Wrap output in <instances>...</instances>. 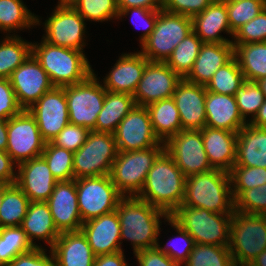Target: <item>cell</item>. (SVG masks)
<instances>
[{
    "instance_id": "obj_7",
    "label": "cell",
    "mask_w": 266,
    "mask_h": 266,
    "mask_svg": "<svg viewBox=\"0 0 266 266\" xmlns=\"http://www.w3.org/2000/svg\"><path fill=\"white\" fill-rule=\"evenodd\" d=\"M164 150L165 143L161 142L151 148L118 151L109 176L124 197L137 196L141 192L147 173Z\"/></svg>"
},
{
    "instance_id": "obj_47",
    "label": "cell",
    "mask_w": 266,
    "mask_h": 266,
    "mask_svg": "<svg viewBox=\"0 0 266 266\" xmlns=\"http://www.w3.org/2000/svg\"><path fill=\"white\" fill-rule=\"evenodd\" d=\"M234 211L266 215V183L262 186L242 191L234 199Z\"/></svg>"
},
{
    "instance_id": "obj_34",
    "label": "cell",
    "mask_w": 266,
    "mask_h": 266,
    "mask_svg": "<svg viewBox=\"0 0 266 266\" xmlns=\"http://www.w3.org/2000/svg\"><path fill=\"white\" fill-rule=\"evenodd\" d=\"M40 22L22 0H0V31L3 33L11 35L13 30L30 29Z\"/></svg>"
},
{
    "instance_id": "obj_20",
    "label": "cell",
    "mask_w": 266,
    "mask_h": 266,
    "mask_svg": "<svg viewBox=\"0 0 266 266\" xmlns=\"http://www.w3.org/2000/svg\"><path fill=\"white\" fill-rule=\"evenodd\" d=\"M16 185L29 198L30 202H46L58 180L53 176L42 156L17 165Z\"/></svg>"
},
{
    "instance_id": "obj_61",
    "label": "cell",
    "mask_w": 266,
    "mask_h": 266,
    "mask_svg": "<svg viewBox=\"0 0 266 266\" xmlns=\"http://www.w3.org/2000/svg\"><path fill=\"white\" fill-rule=\"evenodd\" d=\"M10 184L6 183H0V207L3 200L4 190L9 186ZM0 228H1V222H0Z\"/></svg>"
},
{
    "instance_id": "obj_41",
    "label": "cell",
    "mask_w": 266,
    "mask_h": 266,
    "mask_svg": "<svg viewBox=\"0 0 266 266\" xmlns=\"http://www.w3.org/2000/svg\"><path fill=\"white\" fill-rule=\"evenodd\" d=\"M41 156L45 159L50 171L58 181L74 179V153L72 151L57 147L52 142H47Z\"/></svg>"
},
{
    "instance_id": "obj_57",
    "label": "cell",
    "mask_w": 266,
    "mask_h": 266,
    "mask_svg": "<svg viewBox=\"0 0 266 266\" xmlns=\"http://www.w3.org/2000/svg\"><path fill=\"white\" fill-rule=\"evenodd\" d=\"M163 0H116L118 9L140 7L146 9H162Z\"/></svg>"
},
{
    "instance_id": "obj_38",
    "label": "cell",
    "mask_w": 266,
    "mask_h": 266,
    "mask_svg": "<svg viewBox=\"0 0 266 266\" xmlns=\"http://www.w3.org/2000/svg\"><path fill=\"white\" fill-rule=\"evenodd\" d=\"M34 247L20 226L0 228V266H7L16 256Z\"/></svg>"
},
{
    "instance_id": "obj_49",
    "label": "cell",
    "mask_w": 266,
    "mask_h": 266,
    "mask_svg": "<svg viewBox=\"0 0 266 266\" xmlns=\"http://www.w3.org/2000/svg\"><path fill=\"white\" fill-rule=\"evenodd\" d=\"M89 132L90 130L84 126L69 123L51 142L74 153L85 143Z\"/></svg>"
},
{
    "instance_id": "obj_19",
    "label": "cell",
    "mask_w": 266,
    "mask_h": 266,
    "mask_svg": "<svg viewBox=\"0 0 266 266\" xmlns=\"http://www.w3.org/2000/svg\"><path fill=\"white\" fill-rule=\"evenodd\" d=\"M46 203L60 233L81 230L83 221L79 212L75 179L58 181Z\"/></svg>"
},
{
    "instance_id": "obj_56",
    "label": "cell",
    "mask_w": 266,
    "mask_h": 266,
    "mask_svg": "<svg viewBox=\"0 0 266 266\" xmlns=\"http://www.w3.org/2000/svg\"><path fill=\"white\" fill-rule=\"evenodd\" d=\"M123 251L95 257L93 266H128Z\"/></svg>"
},
{
    "instance_id": "obj_51",
    "label": "cell",
    "mask_w": 266,
    "mask_h": 266,
    "mask_svg": "<svg viewBox=\"0 0 266 266\" xmlns=\"http://www.w3.org/2000/svg\"><path fill=\"white\" fill-rule=\"evenodd\" d=\"M213 0H163L162 9L189 17L203 12Z\"/></svg>"
},
{
    "instance_id": "obj_62",
    "label": "cell",
    "mask_w": 266,
    "mask_h": 266,
    "mask_svg": "<svg viewBox=\"0 0 266 266\" xmlns=\"http://www.w3.org/2000/svg\"><path fill=\"white\" fill-rule=\"evenodd\" d=\"M258 85L260 86L265 98H266V78H263L257 81Z\"/></svg>"
},
{
    "instance_id": "obj_40",
    "label": "cell",
    "mask_w": 266,
    "mask_h": 266,
    "mask_svg": "<svg viewBox=\"0 0 266 266\" xmlns=\"http://www.w3.org/2000/svg\"><path fill=\"white\" fill-rule=\"evenodd\" d=\"M183 266H235L228 246L195 244Z\"/></svg>"
},
{
    "instance_id": "obj_44",
    "label": "cell",
    "mask_w": 266,
    "mask_h": 266,
    "mask_svg": "<svg viewBox=\"0 0 266 266\" xmlns=\"http://www.w3.org/2000/svg\"><path fill=\"white\" fill-rule=\"evenodd\" d=\"M231 189L235 199L242 191L266 183V168L233 166L229 171Z\"/></svg>"
},
{
    "instance_id": "obj_28",
    "label": "cell",
    "mask_w": 266,
    "mask_h": 266,
    "mask_svg": "<svg viewBox=\"0 0 266 266\" xmlns=\"http://www.w3.org/2000/svg\"><path fill=\"white\" fill-rule=\"evenodd\" d=\"M50 250L56 266H93L96 257L81 230L62 232Z\"/></svg>"
},
{
    "instance_id": "obj_21",
    "label": "cell",
    "mask_w": 266,
    "mask_h": 266,
    "mask_svg": "<svg viewBox=\"0 0 266 266\" xmlns=\"http://www.w3.org/2000/svg\"><path fill=\"white\" fill-rule=\"evenodd\" d=\"M179 111L182 130H201L206 125V87L182 79L172 96Z\"/></svg>"
},
{
    "instance_id": "obj_29",
    "label": "cell",
    "mask_w": 266,
    "mask_h": 266,
    "mask_svg": "<svg viewBox=\"0 0 266 266\" xmlns=\"http://www.w3.org/2000/svg\"><path fill=\"white\" fill-rule=\"evenodd\" d=\"M234 166L266 168V128L247 123L238 131Z\"/></svg>"
},
{
    "instance_id": "obj_14",
    "label": "cell",
    "mask_w": 266,
    "mask_h": 266,
    "mask_svg": "<svg viewBox=\"0 0 266 266\" xmlns=\"http://www.w3.org/2000/svg\"><path fill=\"white\" fill-rule=\"evenodd\" d=\"M165 151L186 177L214 169L204 149L201 130L179 131L165 142Z\"/></svg>"
},
{
    "instance_id": "obj_30",
    "label": "cell",
    "mask_w": 266,
    "mask_h": 266,
    "mask_svg": "<svg viewBox=\"0 0 266 266\" xmlns=\"http://www.w3.org/2000/svg\"><path fill=\"white\" fill-rule=\"evenodd\" d=\"M20 227L35 247L39 245L33 239L44 240L51 248L61 234L54 224L48 204L43 201L29 203Z\"/></svg>"
},
{
    "instance_id": "obj_26",
    "label": "cell",
    "mask_w": 266,
    "mask_h": 266,
    "mask_svg": "<svg viewBox=\"0 0 266 266\" xmlns=\"http://www.w3.org/2000/svg\"><path fill=\"white\" fill-rule=\"evenodd\" d=\"M205 110L207 127L238 133L247 124L240 114L235 96L206 90Z\"/></svg>"
},
{
    "instance_id": "obj_52",
    "label": "cell",
    "mask_w": 266,
    "mask_h": 266,
    "mask_svg": "<svg viewBox=\"0 0 266 266\" xmlns=\"http://www.w3.org/2000/svg\"><path fill=\"white\" fill-rule=\"evenodd\" d=\"M47 250L41 245L32 250L16 256L7 266H56V260L53 252L46 254Z\"/></svg>"
},
{
    "instance_id": "obj_53",
    "label": "cell",
    "mask_w": 266,
    "mask_h": 266,
    "mask_svg": "<svg viewBox=\"0 0 266 266\" xmlns=\"http://www.w3.org/2000/svg\"><path fill=\"white\" fill-rule=\"evenodd\" d=\"M21 111L9 79L0 78V118L8 120Z\"/></svg>"
},
{
    "instance_id": "obj_4",
    "label": "cell",
    "mask_w": 266,
    "mask_h": 266,
    "mask_svg": "<svg viewBox=\"0 0 266 266\" xmlns=\"http://www.w3.org/2000/svg\"><path fill=\"white\" fill-rule=\"evenodd\" d=\"M181 205L206 209L212 213L233 214L234 198L229 172L213 169L186 177Z\"/></svg>"
},
{
    "instance_id": "obj_54",
    "label": "cell",
    "mask_w": 266,
    "mask_h": 266,
    "mask_svg": "<svg viewBox=\"0 0 266 266\" xmlns=\"http://www.w3.org/2000/svg\"><path fill=\"white\" fill-rule=\"evenodd\" d=\"M134 255L139 266H181L156 247L137 251Z\"/></svg>"
},
{
    "instance_id": "obj_55",
    "label": "cell",
    "mask_w": 266,
    "mask_h": 266,
    "mask_svg": "<svg viewBox=\"0 0 266 266\" xmlns=\"http://www.w3.org/2000/svg\"><path fill=\"white\" fill-rule=\"evenodd\" d=\"M15 162L6 151L0 150V183L15 184L17 172L14 170L17 167Z\"/></svg>"
},
{
    "instance_id": "obj_32",
    "label": "cell",
    "mask_w": 266,
    "mask_h": 266,
    "mask_svg": "<svg viewBox=\"0 0 266 266\" xmlns=\"http://www.w3.org/2000/svg\"><path fill=\"white\" fill-rule=\"evenodd\" d=\"M146 108L153 131L161 142L165 143L171 136L182 130L179 111L172 97L153 102Z\"/></svg>"
},
{
    "instance_id": "obj_45",
    "label": "cell",
    "mask_w": 266,
    "mask_h": 266,
    "mask_svg": "<svg viewBox=\"0 0 266 266\" xmlns=\"http://www.w3.org/2000/svg\"><path fill=\"white\" fill-rule=\"evenodd\" d=\"M166 222H169L172 228L177 231L179 239H181L182 247L177 246V239L178 237H174L171 239H175L176 242H170L166 244V246L163 245V247L159 244V240H157L156 248L161 251L162 253L166 254L169 258H171L174 262L179 263L180 265L185 264L188 261L189 255L193 250V247L195 245L193 238L191 235L183 229L179 224H177L170 216L165 220ZM178 239V240H179ZM179 242V241H178ZM177 243V244H176ZM180 243V242H179Z\"/></svg>"
},
{
    "instance_id": "obj_60",
    "label": "cell",
    "mask_w": 266,
    "mask_h": 266,
    "mask_svg": "<svg viewBox=\"0 0 266 266\" xmlns=\"http://www.w3.org/2000/svg\"><path fill=\"white\" fill-rule=\"evenodd\" d=\"M249 266H266V250L257 255Z\"/></svg>"
},
{
    "instance_id": "obj_6",
    "label": "cell",
    "mask_w": 266,
    "mask_h": 266,
    "mask_svg": "<svg viewBox=\"0 0 266 266\" xmlns=\"http://www.w3.org/2000/svg\"><path fill=\"white\" fill-rule=\"evenodd\" d=\"M233 214L212 213L188 205L178 207L170 217L185 229L195 244L229 246Z\"/></svg>"
},
{
    "instance_id": "obj_15",
    "label": "cell",
    "mask_w": 266,
    "mask_h": 266,
    "mask_svg": "<svg viewBox=\"0 0 266 266\" xmlns=\"http://www.w3.org/2000/svg\"><path fill=\"white\" fill-rule=\"evenodd\" d=\"M28 111L36 119L41 137L51 142L69 124L65 87H53L43 94Z\"/></svg>"
},
{
    "instance_id": "obj_23",
    "label": "cell",
    "mask_w": 266,
    "mask_h": 266,
    "mask_svg": "<svg viewBox=\"0 0 266 266\" xmlns=\"http://www.w3.org/2000/svg\"><path fill=\"white\" fill-rule=\"evenodd\" d=\"M149 60L140 52L122 54L103 78V87L111 92L133 95Z\"/></svg>"
},
{
    "instance_id": "obj_24",
    "label": "cell",
    "mask_w": 266,
    "mask_h": 266,
    "mask_svg": "<svg viewBox=\"0 0 266 266\" xmlns=\"http://www.w3.org/2000/svg\"><path fill=\"white\" fill-rule=\"evenodd\" d=\"M201 134L211 166L229 172L236 161L238 133L205 126Z\"/></svg>"
},
{
    "instance_id": "obj_25",
    "label": "cell",
    "mask_w": 266,
    "mask_h": 266,
    "mask_svg": "<svg viewBox=\"0 0 266 266\" xmlns=\"http://www.w3.org/2000/svg\"><path fill=\"white\" fill-rule=\"evenodd\" d=\"M233 57L232 43H203L191 71L184 79L206 86L214 73Z\"/></svg>"
},
{
    "instance_id": "obj_50",
    "label": "cell",
    "mask_w": 266,
    "mask_h": 266,
    "mask_svg": "<svg viewBox=\"0 0 266 266\" xmlns=\"http://www.w3.org/2000/svg\"><path fill=\"white\" fill-rule=\"evenodd\" d=\"M160 12V9H146V8H140V7H132V8H125V9H119V14L117 19H122L123 16L130 15L132 17L131 23L136 26L134 22L135 20H138L137 22L141 23L142 26H140V29L144 28V32L141 35L140 38V44H142L152 33L155 27V22L157 20L158 13Z\"/></svg>"
},
{
    "instance_id": "obj_22",
    "label": "cell",
    "mask_w": 266,
    "mask_h": 266,
    "mask_svg": "<svg viewBox=\"0 0 266 266\" xmlns=\"http://www.w3.org/2000/svg\"><path fill=\"white\" fill-rule=\"evenodd\" d=\"M120 221L115 211L83 222L82 233L95 256L112 254L122 251Z\"/></svg>"
},
{
    "instance_id": "obj_3",
    "label": "cell",
    "mask_w": 266,
    "mask_h": 266,
    "mask_svg": "<svg viewBox=\"0 0 266 266\" xmlns=\"http://www.w3.org/2000/svg\"><path fill=\"white\" fill-rule=\"evenodd\" d=\"M83 52L54 46L43 39L41 43H32V55L46 71L54 87L81 83L94 72Z\"/></svg>"
},
{
    "instance_id": "obj_27",
    "label": "cell",
    "mask_w": 266,
    "mask_h": 266,
    "mask_svg": "<svg viewBox=\"0 0 266 266\" xmlns=\"http://www.w3.org/2000/svg\"><path fill=\"white\" fill-rule=\"evenodd\" d=\"M193 32L203 43H231L232 40L222 37L221 32H227L233 37L228 21L226 3L212 1L201 13L192 17Z\"/></svg>"
},
{
    "instance_id": "obj_36",
    "label": "cell",
    "mask_w": 266,
    "mask_h": 266,
    "mask_svg": "<svg viewBox=\"0 0 266 266\" xmlns=\"http://www.w3.org/2000/svg\"><path fill=\"white\" fill-rule=\"evenodd\" d=\"M30 200L16 185L10 184L5 190L0 207L1 227L20 226Z\"/></svg>"
},
{
    "instance_id": "obj_33",
    "label": "cell",
    "mask_w": 266,
    "mask_h": 266,
    "mask_svg": "<svg viewBox=\"0 0 266 266\" xmlns=\"http://www.w3.org/2000/svg\"><path fill=\"white\" fill-rule=\"evenodd\" d=\"M233 45L234 57L245 81L257 82L266 78V42Z\"/></svg>"
},
{
    "instance_id": "obj_48",
    "label": "cell",
    "mask_w": 266,
    "mask_h": 266,
    "mask_svg": "<svg viewBox=\"0 0 266 266\" xmlns=\"http://www.w3.org/2000/svg\"><path fill=\"white\" fill-rule=\"evenodd\" d=\"M232 40V44L266 42V8L255 18L238 28L234 32Z\"/></svg>"
},
{
    "instance_id": "obj_16",
    "label": "cell",
    "mask_w": 266,
    "mask_h": 266,
    "mask_svg": "<svg viewBox=\"0 0 266 266\" xmlns=\"http://www.w3.org/2000/svg\"><path fill=\"white\" fill-rule=\"evenodd\" d=\"M118 151H135L161 143L155 135L146 107L135 106L119 123L113 133Z\"/></svg>"
},
{
    "instance_id": "obj_42",
    "label": "cell",
    "mask_w": 266,
    "mask_h": 266,
    "mask_svg": "<svg viewBox=\"0 0 266 266\" xmlns=\"http://www.w3.org/2000/svg\"><path fill=\"white\" fill-rule=\"evenodd\" d=\"M88 21L103 22L117 19L119 9L116 0H67Z\"/></svg>"
},
{
    "instance_id": "obj_37",
    "label": "cell",
    "mask_w": 266,
    "mask_h": 266,
    "mask_svg": "<svg viewBox=\"0 0 266 266\" xmlns=\"http://www.w3.org/2000/svg\"><path fill=\"white\" fill-rule=\"evenodd\" d=\"M202 44L201 39L192 31L176 46L165 63L184 79L191 71Z\"/></svg>"
},
{
    "instance_id": "obj_1",
    "label": "cell",
    "mask_w": 266,
    "mask_h": 266,
    "mask_svg": "<svg viewBox=\"0 0 266 266\" xmlns=\"http://www.w3.org/2000/svg\"><path fill=\"white\" fill-rule=\"evenodd\" d=\"M122 240L131 241L133 253L154 248L160 236L161 218L169 215L136 196L123 197L116 208Z\"/></svg>"
},
{
    "instance_id": "obj_39",
    "label": "cell",
    "mask_w": 266,
    "mask_h": 266,
    "mask_svg": "<svg viewBox=\"0 0 266 266\" xmlns=\"http://www.w3.org/2000/svg\"><path fill=\"white\" fill-rule=\"evenodd\" d=\"M245 82L238 61L233 57L219 68L212 79L206 84V90L218 94L235 96L237 89Z\"/></svg>"
},
{
    "instance_id": "obj_17",
    "label": "cell",
    "mask_w": 266,
    "mask_h": 266,
    "mask_svg": "<svg viewBox=\"0 0 266 266\" xmlns=\"http://www.w3.org/2000/svg\"><path fill=\"white\" fill-rule=\"evenodd\" d=\"M182 78L165 62H148L133 94L137 106L171 98Z\"/></svg>"
},
{
    "instance_id": "obj_35",
    "label": "cell",
    "mask_w": 266,
    "mask_h": 266,
    "mask_svg": "<svg viewBox=\"0 0 266 266\" xmlns=\"http://www.w3.org/2000/svg\"><path fill=\"white\" fill-rule=\"evenodd\" d=\"M5 37L0 41V78L9 79L12 72L32 54V42L14 33Z\"/></svg>"
},
{
    "instance_id": "obj_12",
    "label": "cell",
    "mask_w": 266,
    "mask_h": 266,
    "mask_svg": "<svg viewBox=\"0 0 266 266\" xmlns=\"http://www.w3.org/2000/svg\"><path fill=\"white\" fill-rule=\"evenodd\" d=\"M85 19L67 2L58 1L52 15L45 20L44 41L54 46L84 50Z\"/></svg>"
},
{
    "instance_id": "obj_5",
    "label": "cell",
    "mask_w": 266,
    "mask_h": 266,
    "mask_svg": "<svg viewBox=\"0 0 266 266\" xmlns=\"http://www.w3.org/2000/svg\"><path fill=\"white\" fill-rule=\"evenodd\" d=\"M228 248L235 266H249L266 250V215L234 211Z\"/></svg>"
},
{
    "instance_id": "obj_8",
    "label": "cell",
    "mask_w": 266,
    "mask_h": 266,
    "mask_svg": "<svg viewBox=\"0 0 266 266\" xmlns=\"http://www.w3.org/2000/svg\"><path fill=\"white\" fill-rule=\"evenodd\" d=\"M193 31L192 18L160 9L154 30L140 45L150 62H166L176 46Z\"/></svg>"
},
{
    "instance_id": "obj_43",
    "label": "cell",
    "mask_w": 266,
    "mask_h": 266,
    "mask_svg": "<svg viewBox=\"0 0 266 266\" xmlns=\"http://www.w3.org/2000/svg\"><path fill=\"white\" fill-rule=\"evenodd\" d=\"M235 98L240 114L246 123L254 119L265 101V96L258 83L250 81L241 84L236 91ZM248 115L252 116L249 120H247Z\"/></svg>"
},
{
    "instance_id": "obj_10",
    "label": "cell",
    "mask_w": 266,
    "mask_h": 266,
    "mask_svg": "<svg viewBox=\"0 0 266 266\" xmlns=\"http://www.w3.org/2000/svg\"><path fill=\"white\" fill-rule=\"evenodd\" d=\"M98 80V81H97ZM95 72L85 81L65 86L69 122L95 131L99 112L102 110L106 89Z\"/></svg>"
},
{
    "instance_id": "obj_31",
    "label": "cell",
    "mask_w": 266,
    "mask_h": 266,
    "mask_svg": "<svg viewBox=\"0 0 266 266\" xmlns=\"http://www.w3.org/2000/svg\"><path fill=\"white\" fill-rule=\"evenodd\" d=\"M136 106L133 95L106 90L102 110L98 114L95 131L114 133L120 121Z\"/></svg>"
},
{
    "instance_id": "obj_9",
    "label": "cell",
    "mask_w": 266,
    "mask_h": 266,
    "mask_svg": "<svg viewBox=\"0 0 266 266\" xmlns=\"http://www.w3.org/2000/svg\"><path fill=\"white\" fill-rule=\"evenodd\" d=\"M118 155L112 133L90 130L85 143L74 152V179L109 175Z\"/></svg>"
},
{
    "instance_id": "obj_59",
    "label": "cell",
    "mask_w": 266,
    "mask_h": 266,
    "mask_svg": "<svg viewBox=\"0 0 266 266\" xmlns=\"http://www.w3.org/2000/svg\"><path fill=\"white\" fill-rule=\"evenodd\" d=\"M8 120L4 118H0V150L6 151L8 144Z\"/></svg>"
},
{
    "instance_id": "obj_11",
    "label": "cell",
    "mask_w": 266,
    "mask_h": 266,
    "mask_svg": "<svg viewBox=\"0 0 266 266\" xmlns=\"http://www.w3.org/2000/svg\"><path fill=\"white\" fill-rule=\"evenodd\" d=\"M79 212L83 222L116 210L124 197L109 175L75 180Z\"/></svg>"
},
{
    "instance_id": "obj_13",
    "label": "cell",
    "mask_w": 266,
    "mask_h": 266,
    "mask_svg": "<svg viewBox=\"0 0 266 266\" xmlns=\"http://www.w3.org/2000/svg\"><path fill=\"white\" fill-rule=\"evenodd\" d=\"M7 133L6 152L16 166L41 156L46 142L41 137L36 119L28 110H22L8 119Z\"/></svg>"
},
{
    "instance_id": "obj_46",
    "label": "cell",
    "mask_w": 266,
    "mask_h": 266,
    "mask_svg": "<svg viewBox=\"0 0 266 266\" xmlns=\"http://www.w3.org/2000/svg\"><path fill=\"white\" fill-rule=\"evenodd\" d=\"M230 29L234 33L266 8V0H241L226 3Z\"/></svg>"
},
{
    "instance_id": "obj_18",
    "label": "cell",
    "mask_w": 266,
    "mask_h": 266,
    "mask_svg": "<svg viewBox=\"0 0 266 266\" xmlns=\"http://www.w3.org/2000/svg\"><path fill=\"white\" fill-rule=\"evenodd\" d=\"M19 106L28 110L52 85L48 74L31 54L9 77Z\"/></svg>"
},
{
    "instance_id": "obj_58",
    "label": "cell",
    "mask_w": 266,
    "mask_h": 266,
    "mask_svg": "<svg viewBox=\"0 0 266 266\" xmlns=\"http://www.w3.org/2000/svg\"><path fill=\"white\" fill-rule=\"evenodd\" d=\"M252 126L266 128V98L258 113L253 120L249 122Z\"/></svg>"
},
{
    "instance_id": "obj_63",
    "label": "cell",
    "mask_w": 266,
    "mask_h": 266,
    "mask_svg": "<svg viewBox=\"0 0 266 266\" xmlns=\"http://www.w3.org/2000/svg\"><path fill=\"white\" fill-rule=\"evenodd\" d=\"M221 2L224 3H233V2H237V1H241V0H220Z\"/></svg>"
},
{
    "instance_id": "obj_2",
    "label": "cell",
    "mask_w": 266,
    "mask_h": 266,
    "mask_svg": "<svg viewBox=\"0 0 266 266\" xmlns=\"http://www.w3.org/2000/svg\"><path fill=\"white\" fill-rule=\"evenodd\" d=\"M185 180L186 176L164 150L147 173L144 186L136 197L170 216L183 203Z\"/></svg>"
}]
</instances>
